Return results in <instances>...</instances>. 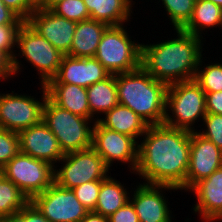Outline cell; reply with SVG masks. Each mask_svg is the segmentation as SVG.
<instances>
[{"mask_svg": "<svg viewBox=\"0 0 222 222\" xmlns=\"http://www.w3.org/2000/svg\"><path fill=\"white\" fill-rule=\"evenodd\" d=\"M191 190L198 201L193 208L195 212L201 213L206 221L222 220V167L197 182Z\"/></svg>", "mask_w": 222, "mask_h": 222, "instance_id": "ac0fdd59", "label": "cell"}, {"mask_svg": "<svg viewBox=\"0 0 222 222\" xmlns=\"http://www.w3.org/2000/svg\"><path fill=\"white\" fill-rule=\"evenodd\" d=\"M42 102L28 95L0 94V128L19 133L42 121L44 100L47 97L42 84Z\"/></svg>", "mask_w": 222, "mask_h": 222, "instance_id": "8fae6325", "label": "cell"}, {"mask_svg": "<svg viewBox=\"0 0 222 222\" xmlns=\"http://www.w3.org/2000/svg\"><path fill=\"white\" fill-rule=\"evenodd\" d=\"M47 97L59 107L92 120L87 89L67 83H46Z\"/></svg>", "mask_w": 222, "mask_h": 222, "instance_id": "d6986e66", "label": "cell"}, {"mask_svg": "<svg viewBox=\"0 0 222 222\" xmlns=\"http://www.w3.org/2000/svg\"><path fill=\"white\" fill-rule=\"evenodd\" d=\"M21 25L22 24L0 25V49L9 53L13 57V63L16 73H18V71L20 70V66L12 50L13 47H15L16 45V37Z\"/></svg>", "mask_w": 222, "mask_h": 222, "instance_id": "1f68e13d", "label": "cell"}, {"mask_svg": "<svg viewBox=\"0 0 222 222\" xmlns=\"http://www.w3.org/2000/svg\"><path fill=\"white\" fill-rule=\"evenodd\" d=\"M196 0H162L168 16L176 29H182L190 20Z\"/></svg>", "mask_w": 222, "mask_h": 222, "instance_id": "4316f807", "label": "cell"}, {"mask_svg": "<svg viewBox=\"0 0 222 222\" xmlns=\"http://www.w3.org/2000/svg\"><path fill=\"white\" fill-rule=\"evenodd\" d=\"M54 167L43 160L19 153L2 169L4 176L31 200L54 183Z\"/></svg>", "mask_w": 222, "mask_h": 222, "instance_id": "52a82bcc", "label": "cell"}, {"mask_svg": "<svg viewBox=\"0 0 222 222\" xmlns=\"http://www.w3.org/2000/svg\"><path fill=\"white\" fill-rule=\"evenodd\" d=\"M20 153L19 134L0 128V168Z\"/></svg>", "mask_w": 222, "mask_h": 222, "instance_id": "f546056e", "label": "cell"}, {"mask_svg": "<svg viewBox=\"0 0 222 222\" xmlns=\"http://www.w3.org/2000/svg\"><path fill=\"white\" fill-rule=\"evenodd\" d=\"M119 104L127 106L148 125L162 124L166 115L168 85L154 79L141 66L116 74Z\"/></svg>", "mask_w": 222, "mask_h": 222, "instance_id": "3957f363", "label": "cell"}, {"mask_svg": "<svg viewBox=\"0 0 222 222\" xmlns=\"http://www.w3.org/2000/svg\"><path fill=\"white\" fill-rule=\"evenodd\" d=\"M86 89L92 119L94 114L99 112L105 114L119 104L116 74H110L104 80L92 84Z\"/></svg>", "mask_w": 222, "mask_h": 222, "instance_id": "603a6c76", "label": "cell"}, {"mask_svg": "<svg viewBox=\"0 0 222 222\" xmlns=\"http://www.w3.org/2000/svg\"><path fill=\"white\" fill-rule=\"evenodd\" d=\"M65 162L61 169L54 170V182L67 189L93 181L104 180L109 167L93 149L66 153L60 160Z\"/></svg>", "mask_w": 222, "mask_h": 222, "instance_id": "ba28073f", "label": "cell"}, {"mask_svg": "<svg viewBox=\"0 0 222 222\" xmlns=\"http://www.w3.org/2000/svg\"><path fill=\"white\" fill-rule=\"evenodd\" d=\"M123 185L109 176L102 181L100 192L97 200V205L93 212L110 217L120 207L130 201Z\"/></svg>", "mask_w": 222, "mask_h": 222, "instance_id": "cb8c5ba5", "label": "cell"}, {"mask_svg": "<svg viewBox=\"0 0 222 222\" xmlns=\"http://www.w3.org/2000/svg\"><path fill=\"white\" fill-rule=\"evenodd\" d=\"M123 25L109 26L98 45L95 58L110 74L134 71L141 66V45L127 35Z\"/></svg>", "mask_w": 222, "mask_h": 222, "instance_id": "8992f818", "label": "cell"}, {"mask_svg": "<svg viewBox=\"0 0 222 222\" xmlns=\"http://www.w3.org/2000/svg\"><path fill=\"white\" fill-rule=\"evenodd\" d=\"M177 190L169 185L140 184L134 191L132 204L139 222H172L170 210L160 189Z\"/></svg>", "mask_w": 222, "mask_h": 222, "instance_id": "e0dca14e", "label": "cell"}, {"mask_svg": "<svg viewBox=\"0 0 222 222\" xmlns=\"http://www.w3.org/2000/svg\"><path fill=\"white\" fill-rule=\"evenodd\" d=\"M36 8L42 3L43 0H29Z\"/></svg>", "mask_w": 222, "mask_h": 222, "instance_id": "b9f144b4", "label": "cell"}, {"mask_svg": "<svg viewBox=\"0 0 222 222\" xmlns=\"http://www.w3.org/2000/svg\"><path fill=\"white\" fill-rule=\"evenodd\" d=\"M196 70L195 82L206 93L222 91V64H209L206 68Z\"/></svg>", "mask_w": 222, "mask_h": 222, "instance_id": "83f0119b", "label": "cell"}, {"mask_svg": "<svg viewBox=\"0 0 222 222\" xmlns=\"http://www.w3.org/2000/svg\"><path fill=\"white\" fill-rule=\"evenodd\" d=\"M108 27L106 23L93 19L78 22L67 55L76 58L95 57L100 40Z\"/></svg>", "mask_w": 222, "mask_h": 222, "instance_id": "ffe728a7", "label": "cell"}, {"mask_svg": "<svg viewBox=\"0 0 222 222\" xmlns=\"http://www.w3.org/2000/svg\"><path fill=\"white\" fill-rule=\"evenodd\" d=\"M103 180H93L74 187L77 200L86 208L88 212L94 211Z\"/></svg>", "mask_w": 222, "mask_h": 222, "instance_id": "4dcf8cb0", "label": "cell"}, {"mask_svg": "<svg viewBox=\"0 0 222 222\" xmlns=\"http://www.w3.org/2000/svg\"><path fill=\"white\" fill-rule=\"evenodd\" d=\"M13 57L0 49V79H7L11 75H15Z\"/></svg>", "mask_w": 222, "mask_h": 222, "instance_id": "74e56055", "label": "cell"}, {"mask_svg": "<svg viewBox=\"0 0 222 222\" xmlns=\"http://www.w3.org/2000/svg\"><path fill=\"white\" fill-rule=\"evenodd\" d=\"M4 222H49L42 213L29 201L20 211L4 220Z\"/></svg>", "mask_w": 222, "mask_h": 222, "instance_id": "836d02e7", "label": "cell"}, {"mask_svg": "<svg viewBox=\"0 0 222 222\" xmlns=\"http://www.w3.org/2000/svg\"><path fill=\"white\" fill-rule=\"evenodd\" d=\"M30 201L49 222H80L88 213L72 189L55 182Z\"/></svg>", "mask_w": 222, "mask_h": 222, "instance_id": "30bf717a", "label": "cell"}, {"mask_svg": "<svg viewBox=\"0 0 222 222\" xmlns=\"http://www.w3.org/2000/svg\"><path fill=\"white\" fill-rule=\"evenodd\" d=\"M222 8V0H208Z\"/></svg>", "mask_w": 222, "mask_h": 222, "instance_id": "7bdbcfd3", "label": "cell"}, {"mask_svg": "<svg viewBox=\"0 0 222 222\" xmlns=\"http://www.w3.org/2000/svg\"><path fill=\"white\" fill-rule=\"evenodd\" d=\"M203 120L207 130L199 131L198 134L222 150V115L206 113Z\"/></svg>", "mask_w": 222, "mask_h": 222, "instance_id": "d6a6232c", "label": "cell"}, {"mask_svg": "<svg viewBox=\"0 0 222 222\" xmlns=\"http://www.w3.org/2000/svg\"><path fill=\"white\" fill-rule=\"evenodd\" d=\"M132 0H83L90 19L119 26L130 17Z\"/></svg>", "mask_w": 222, "mask_h": 222, "instance_id": "7402d4cb", "label": "cell"}, {"mask_svg": "<svg viewBox=\"0 0 222 222\" xmlns=\"http://www.w3.org/2000/svg\"><path fill=\"white\" fill-rule=\"evenodd\" d=\"M138 145L136 172L148 184L169 185L186 190L191 131L164 123L148 125Z\"/></svg>", "mask_w": 222, "mask_h": 222, "instance_id": "6da1fadb", "label": "cell"}, {"mask_svg": "<svg viewBox=\"0 0 222 222\" xmlns=\"http://www.w3.org/2000/svg\"><path fill=\"white\" fill-rule=\"evenodd\" d=\"M51 11L58 16L77 23L90 19L89 12L83 0H63L57 3Z\"/></svg>", "mask_w": 222, "mask_h": 222, "instance_id": "f1b7e54d", "label": "cell"}, {"mask_svg": "<svg viewBox=\"0 0 222 222\" xmlns=\"http://www.w3.org/2000/svg\"><path fill=\"white\" fill-rule=\"evenodd\" d=\"M26 22L63 55L69 53L77 22L40 8H36Z\"/></svg>", "mask_w": 222, "mask_h": 222, "instance_id": "5bb4252c", "label": "cell"}, {"mask_svg": "<svg viewBox=\"0 0 222 222\" xmlns=\"http://www.w3.org/2000/svg\"><path fill=\"white\" fill-rule=\"evenodd\" d=\"M92 129V148L108 167L118 160L123 163L130 162V167L136 171L138 144L133 137L103 127L98 121H95Z\"/></svg>", "mask_w": 222, "mask_h": 222, "instance_id": "7c38bea8", "label": "cell"}, {"mask_svg": "<svg viewBox=\"0 0 222 222\" xmlns=\"http://www.w3.org/2000/svg\"><path fill=\"white\" fill-rule=\"evenodd\" d=\"M222 26V8L208 0H196L193 14L183 31L201 37L203 28Z\"/></svg>", "mask_w": 222, "mask_h": 222, "instance_id": "d4e9b609", "label": "cell"}, {"mask_svg": "<svg viewBox=\"0 0 222 222\" xmlns=\"http://www.w3.org/2000/svg\"><path fill=\"white\" fill-rule=\"evenodd\" d=\"M80 222H109V218L91 211Z\"/></svg>", "mask_w": 222, "mask_h": 222, "instance_id": "ab89813d", "label": "cell"}, {"mask_svg": "<svg viewBox=\"0 0 222 222\" xmlns=\"http://www.w3.org/2000/svg\"><path fill=\"white\" fill-rule=\"evenodd\" d=\"M178 38L141 45V67L167 85L194 80L202 63L201 37L176 29Z\"/></svg>", "mask_w": 222, "mask_h": 222, "instance_id": "7a4b0ae2", "label": "cell"}, {"mask_svg": "<svg viewBox=\"0 0 222 222\" xmlns=\"http://www.w3.org/2000/svg\"><path fill=\"white\" fill-rule=\"evenodd\" d=\"M4 177L3 169L0 168V180Z\"/></svg>", "mask_w": 222, "mask_h": 222, "instance_id": "ee69618b", "label": "cell"}, {"mask_svg": "<svg viewBox=\"0 0 222 222\" xmlns=\"http://www.w3.org/2000/svg\"><path fill=\"white\" fill-rule=\"evenodd\" d=\"M20 153L54 164L64 157L57 138L41 121L19 133ZM55 162V163H54Z\"/></svg>", "mask_w": 222, "mask_h": 222, "instance_id": "2e32d148", "label": "cell"}, {"mask_svg": "<svg viewBox=\"0 0 222 222\" xmlns=\"http://www.w3.org/2000/svg\"><path fill=\"white\" fill-rule=\"evenodd\" d=\"M206 113L222 115V91L206 93Z\"/></svg>", "mask_w": 222, "mask_h": 222, "instance_id": "8d00e7d4", "label": "cell"}, {"mask_svg": "<svg viewBox=\"0 0 222 222\" xmlns=\"http://www.w3.org/2000/svg\"><path fill=\"white\" fill-rule=\"evenodd\" d=\"M42 121L55 135L64 154L92 148L93 129L88 118L65 110L48 97L44 100Z\"/></svg>", "mask_w": 222, "mask_h": 222, "instance_id": "277c9868", "label": "cell"}, {"mask_svg": "<svg viewBox=\"0 0 222 222\" xmlns=\"http://www.w3.org/2000/svg\"><path fill=\"white\" fill-rule=\"evenodd\" d=\"M109 222H139L135 207L131 201L120 207L109 217Z\"/></svg>", "mask_w": 222, "mask_h": 222, "instance_id": "d590c367", "label": "cell"}, {"mask_svg": "<svg viewBox=\"0 0 222 222\" xmlns=\"http://www.w3.org/2000/svg\"><path fill=\"white\" fill-rule=\"evenodd\" d=\"M105 115V119H97L103 127L128 135L134 139L138 136H143L148 127V124L134 111L121 104H117Z\"/></svg>", "mask_w": 222, "mask_h": 222, "instance_id": "44dd1931", "label": "cell"}, {"mask_svg": "<svg viewBox=\"0 0 222 222\" xmlns=\"http://www.w3.org/2000/svg\"><path fill=\"white\" fill-rule=\"evenodd\" d=\"M222 167V150L197 131L191 132L190 160L186 173V189L209 177Z\"/></svg>", "mask_w": 222, "mask_h": 222, "instance_id": "4fadbf2b", "label": "cell"}, {"mask_svg": "<svg viewBox=\"0 0 222 222\" xmlns=\"http://www.w3.org/2000/svg\"><path fill=\"white\" fill-rule=\"evenodd\" d=\"M61 1L63 0H43L37 8L51 10L57 3Z\"/></svg>", "mask_w": 222, "mask_h": 222, "instance_id": "60d3db41", "label": "cell"}, {"mask_svg": "<svg viewBox=\"0 0 222 222\" xmlns=\"http://www.w3.org/2000/svg\"><path fill=\"white\" fill-rule=\"evenodd\" d=\"M109 75L95 57L76 58L63 55L57 74L47 83H67L88 88Z\"/></svg>", "mask_w": 222, "mask_h": 222, "instance_id": "9a60e30c", "label": "cell"}, {"mask_svg": "<svg viewBox=\"0 0 222 222\" xmlns=\"http://www.w3.org/2000/svg\"><path fill=\"white\" fill-rule=\"evenodd\" d=\"M16 45L22 56L39 70L41 84L45 85L57 74L63 54L26 21L18 30Z\"/></svg>", "mask_w": 222, "mask_h": 222, "instance_id": "9c48e42d", "label": "cell"}, {"mask_svg": "<svg viewBox=\"0 0 222 222\" xmlns=\"http://www.w3.org/2000/svg\"><path fill=\"white\" fill-rule=\"evenodd\" d=\"M30 200L5 176L0 180V219L5 220L20 211Z\"/></svg>", "mask_w": 222, "mask_h": 222, "instance_id": "484cf974", "label": "cell"}, {"mask_svg": "<svg viewBox=\"0 0 222 222\" xmlns=\"http://www.w3.org/2000/svg\"><path fill=\"white\" fill-rule=\"evenodd\" d=\"M23 21H27L36 7L29 0H2Z\"/></svg>", "mask_w": 222, "mask_h": 222, "instance_id": "e575fe53", "label": "cell"}, {"mask_svg": "<svg viewBox=\"0 0 222 222\" xmlns=\"http://www.w3.org/2000/svg\"><path fill=\"white\" fill-rule=\"evenodd\" d=\"M172 110V116L166 112L164 124L195 131L191 126L198 117L206 115L205 92L195 80L177 82L168 85L166 94V111Z\"/></svg>", "mask_w": 222, "mask_h": 222, "instance_id": "5b68a950", "label": "cell"}, {"mask_svg": "<svg viewBox=\"0 0 222 222\" xmlns=\"http://www.w3.org/2000/svg\"><path fill=\"white\" fill-rule=\"evenodd\" d=\"M23 20L8 7L0 8V25L23 24Z\"/></svg>", "mask_w": 222, "mask_h": 222, "instance_id": "f35d334b", "label": "cell"}, {"mask_svg": "<svg viewBox=\"0 0 222 222\" xmlns=\"http://www.w3.org/2000/svg\"><path fill=\"white\" fill-rule=\"evenodd\" d=\"M1 7H7V6L3 3L2 0H0V8H1Z\"/></svg>", "mask_w": 222, "mask_h": 222, "instance_id": "f6af8a7d", "label": "cell"}]
</instances>
